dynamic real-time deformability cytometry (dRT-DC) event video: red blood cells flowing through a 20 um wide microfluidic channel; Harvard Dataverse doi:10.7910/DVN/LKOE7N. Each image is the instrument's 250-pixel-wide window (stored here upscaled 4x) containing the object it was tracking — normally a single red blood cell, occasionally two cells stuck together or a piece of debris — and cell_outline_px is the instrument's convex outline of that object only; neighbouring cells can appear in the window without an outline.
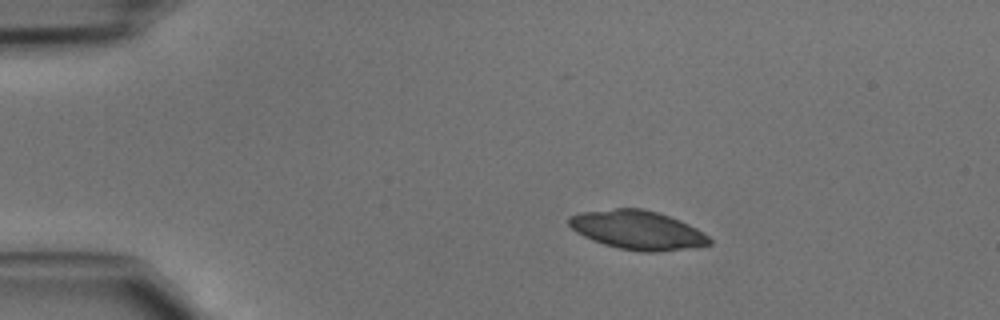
{"species": "common noctule bat (a hibernating species)", "species_latin": "Nyctalus noctula", "temperature_condition": "cold", "stored_images_in_passage": 38, "camera_frame_rate_fps": 3000, "um_per_image_px": 0.085, "animal": {"sex": "male", "body_mass_g": 15.6}, "frame": {"image": 1, "passage_image": 1, "time_ms": 0.0, "image_size_px": [1000, 320], "cell_outline_px": [[712, 244], [696, 248], [656, 252], [644, 252], [620, 248], [604, 244], [592, 240], [576, 232], [568, 224], [568, 216], [580, 212], [616, 208], [644, 208], [680, 220], [704, 232], [712, 240]], "centroid_in_image_um": [54.21, 19.55], "position_along_channel_um": 30.8, "area_um2": 32.02}}
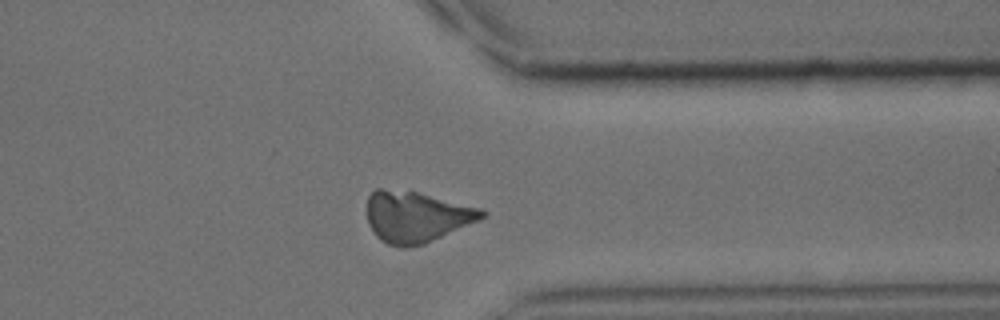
{"frame": {"image": 2, "passage_image": 29, "time_ms": 9.333, "image_size_px": [1000, 320], "cell_outline_px": [[488, 212], [484, 216], [476, 220], [424, 244], [404, 248], [388, 244], [380, 240], [376, 236], [368, 224], [368, 196], [376, 188], [380, 188], [416, 192], [480, 208]], "centroid_in_image_um": [35.33, 18.43], "position_along_channel_um": 376.1, "area_um2": 33.52}}
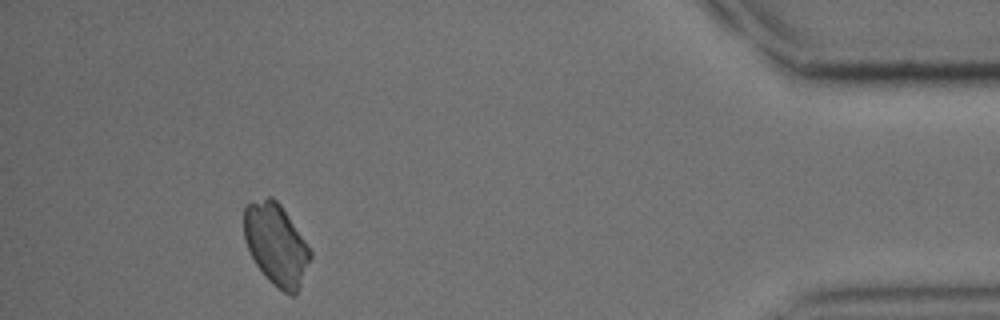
{"frame": {"image": 3, "passage_image": 35, "time_ms": 11.333, "image_size_px": [1000, 320], "cell_outline_px": [[312, 256], [296, 296], [288, 296], [272, 284], [264, 276], [256, 264], [244, 240], [244, 208], [248, 204], [268, 196], [272, 196], [280, 204], [312, 252]], "centroid_in_image_um": [23.47, 20.82], "position_along_channel_um": 411.7, "area_um2": 31.39}}